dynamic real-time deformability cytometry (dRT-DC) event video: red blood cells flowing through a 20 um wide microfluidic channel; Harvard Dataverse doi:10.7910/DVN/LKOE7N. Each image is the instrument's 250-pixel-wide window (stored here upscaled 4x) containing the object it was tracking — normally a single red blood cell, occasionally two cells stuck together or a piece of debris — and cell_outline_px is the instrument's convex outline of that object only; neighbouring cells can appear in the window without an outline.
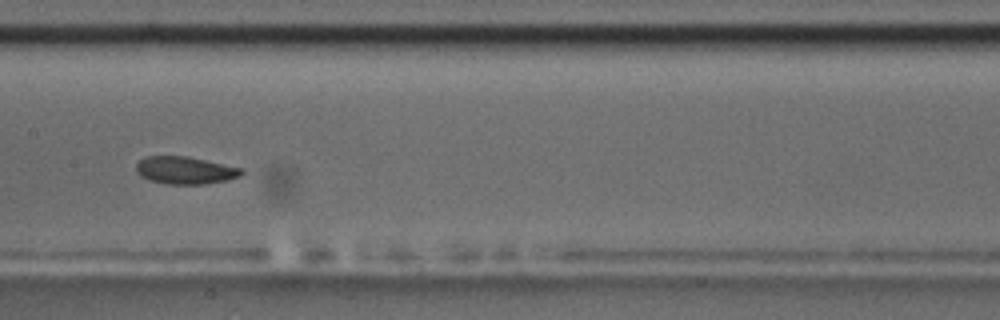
{"species": "common noctule bat (a hibernating species)", "species_latin": "Nyctalus noctula", "temperature_condition": "room temperature", "stored_images_in_passage": 23, "camera_frame_rate_fps": 3000, "um_per_image_px": 0.085, "animal": {"sex": "male", "body_mass_g": 17.5, "forearm_length_mm": 52.3}, "frame": {"image": 1, "passage_image": 14, "time_ms": 4.333, "image_size_px": [1000, 320], "cell_outline_px": [[244, 172], [240, 176], [228, 180], [204, 184], [168, 184], [148, 180], [140, 176], [136, 172], [136, 164], [144, 156], [188, 156], [244, 168]], "centroid_in_image_um": [15.75, 14.47], "position_along_channel_um": 191.7, "area_um2": 17.11}}
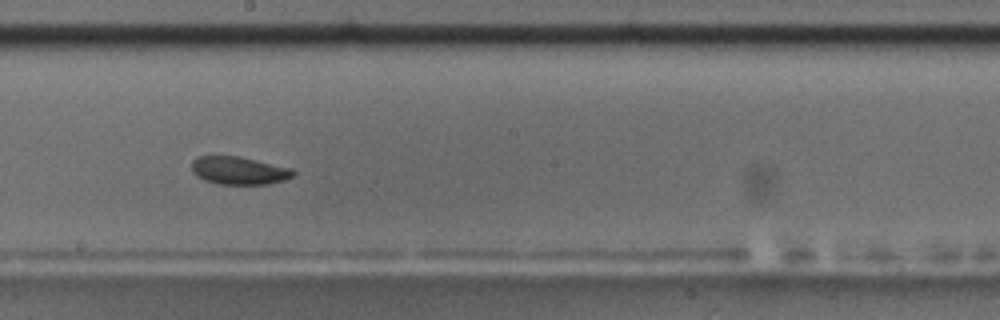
{"frame": {"image": 2, "passage_image": 17, "time_ms": 5.333, "image_size_px": [1000, 320], "cell_outline_px": [[296, 172], [292, 176], [284, 180], [268, 184], [216, 184], [204, 180], [196, 176], [192, 172], [192, 160], [196, 156], [240, 156], [292, 168]], "centroid_in_image_um": [20.29, 14.49], "position_along_channel_um": 227.9, "area_um2": 16.65}}